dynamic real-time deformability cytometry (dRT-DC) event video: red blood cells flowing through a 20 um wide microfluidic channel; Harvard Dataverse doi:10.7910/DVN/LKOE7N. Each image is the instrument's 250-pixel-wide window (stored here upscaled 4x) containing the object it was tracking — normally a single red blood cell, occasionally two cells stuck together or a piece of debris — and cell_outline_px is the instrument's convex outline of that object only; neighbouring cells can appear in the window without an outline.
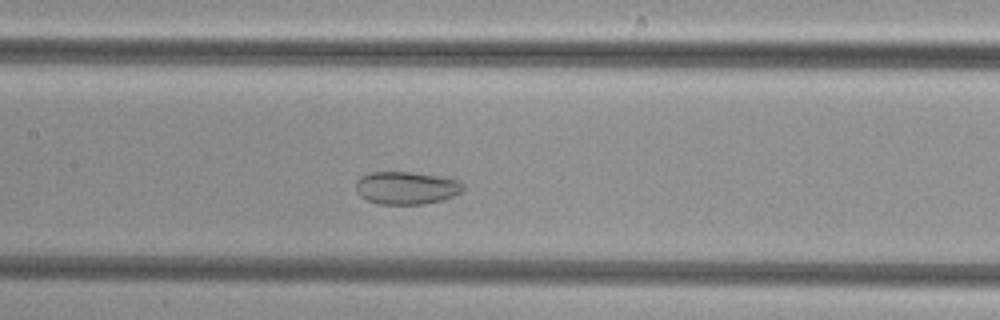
{"species": "common noctule bat (a hibernating species)", "species_latin": "Nyctalus noctula", "temperature_condition": "cold", "stored_images_in_passage": 50, "camera_frame_rate_fps": 3000, "um_per_image_px": 0.085, "animal": {"sex": "female", "body_mass_g": 29.2, "forearm_length_mm": 56.3}, "frame": {"image": 1, "passage_image": 22, "time_ms": 7.0, "image_size_px": [1000, 320], "cell_outline_px": [[464, 188], [460, 192], [444, 200], [424, 204], [380, 204], [368, 200], [360, 196], [356, 192], [356, 180], [360, 176], [372, 172], [412, 172], [460, 180], [464, 184]], "centroid_in_image_um": [34.53, 15.97], "position_along_channel_um": 172.9, "area_um2": 20.52}}
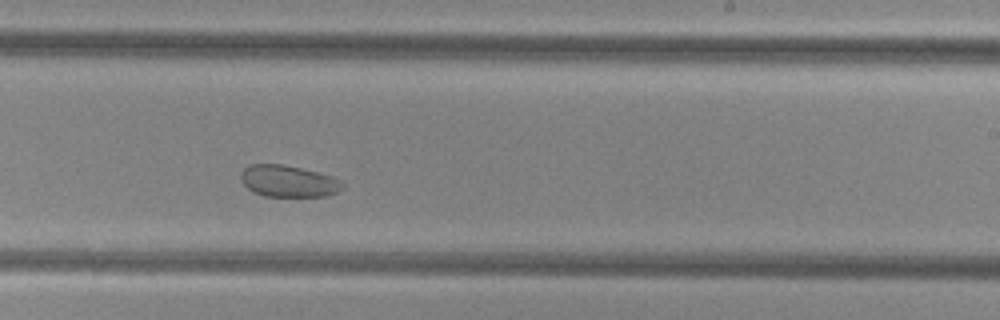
{"frame": {"image": 2, "passage_image": 29, "time_ms": 9.333, "image_size_px": [1000, 320], "cell_outline_px": [[344, 188], [328, 196], [264, 196], [248, 188], [240, 180], [240, 172], [244, 168], [252, 164], [284, 164], [336, 176], [344, 184]], "centroid_in_image_um": [24.55, 15.39], "position_along_channel_um": 264.5, "area_um2": 18.96}}
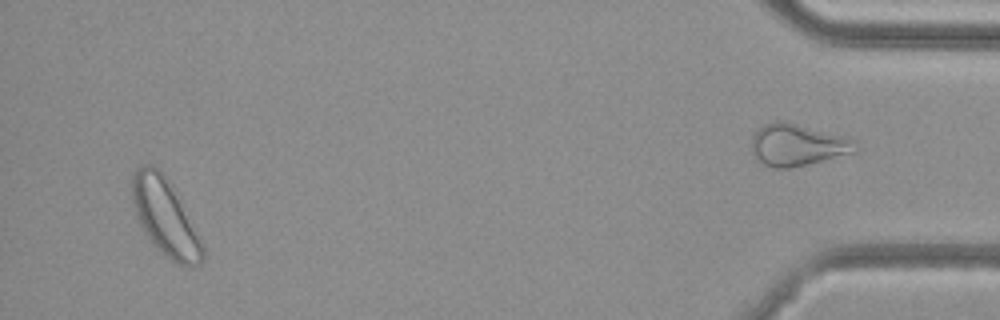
{"frame": {"image": 3, "passage_image": 47, "time_ms": 15.333, "image_size_px": [1000, 320], "cell_outline_px": [[204, 260], [200, 264], [192, 268], [176, 264], [164, 256], [140, 228], [132, 204], [132, 172], [140, 164], [152, 164], [172, 184], [204, 244]], "centroid_in_image_um": [14.04, 18.49], "position_along_channel_um": 421.2, "area_um2": 32.14}}